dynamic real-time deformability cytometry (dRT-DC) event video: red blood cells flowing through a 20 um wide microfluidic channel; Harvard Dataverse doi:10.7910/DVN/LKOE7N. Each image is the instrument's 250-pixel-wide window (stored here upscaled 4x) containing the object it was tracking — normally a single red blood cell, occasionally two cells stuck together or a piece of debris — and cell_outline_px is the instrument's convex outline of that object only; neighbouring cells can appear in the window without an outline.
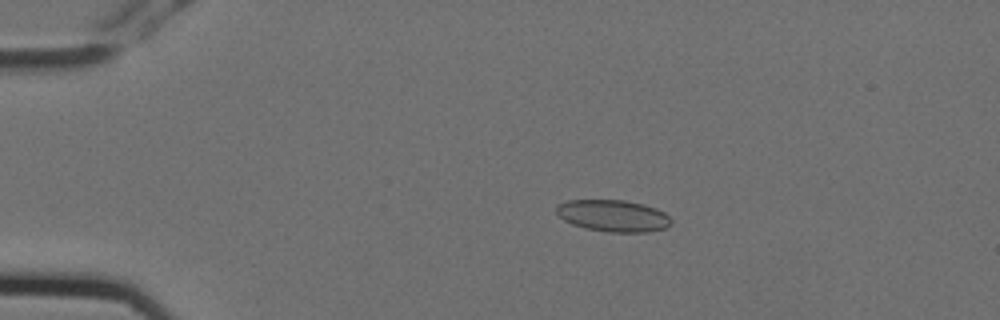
{"species": "Egyptian fruit bat (a non-hibernating species)", "species_latin": "Rousettus aegyptiacus", "temperature_condition": "cold", "stored_images_in_passage": 4, "camera_frame_rate_fps": 3000, "um_per_image_px": 0.085, "animal": {"sex": "female"}, "frame": {"image": 1, "passage_image": 3, "time_ms": 0.667, "image_size_px": [1000, 320], "cell_outline_px": [[672, 224], [664, 228], [648, 232], [612, 232], [584, 228], [572, 224], [564, 220], [556, 212], [556, 204], [568, 200], [624, 200], [644, 204], [656, 208], [664, 212], [672, 220]], "centroid_in_image_um": [52.12, 18.33], "position_along_channel_um": 32.9, "area_um2": 21.33}}